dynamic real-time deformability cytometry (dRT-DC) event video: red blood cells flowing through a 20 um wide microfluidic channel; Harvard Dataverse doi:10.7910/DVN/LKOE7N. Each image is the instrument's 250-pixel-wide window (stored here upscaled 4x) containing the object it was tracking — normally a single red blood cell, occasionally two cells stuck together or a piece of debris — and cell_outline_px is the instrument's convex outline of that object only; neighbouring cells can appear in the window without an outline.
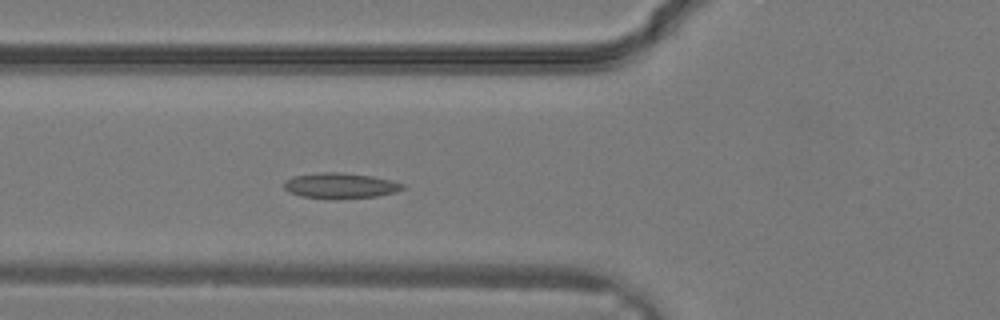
{"species": "common noctule bat (a hibernating species)", "species_latin": "Nyctalus noctula", "temperature_condition": "warm", "stored_images_in_passage": 15, "camera_frame_rate_fps": 3000, "um_per_image_px": 0.085, "animal": {"sex": "male", "body_mass_g": 19.2, "forearm_length_mm": 51.8}, "frame": {"image": 1, "passage_image": 9, "time_ms": 2.667, "image_size_px": [1000, 320], "cell_outline_px": [[404, 188], [396, 192], [376, 196], [336, 200], [300, 196], [288, 192], [284, 188], [284, 180], [292, 176], [320, 172], [344, 172], [372, 176], [404, 184]], "centroid_in_image_um": [28.87, 15.79], "position_along_channel_um": 96.9, "area_um2": 17.92}}
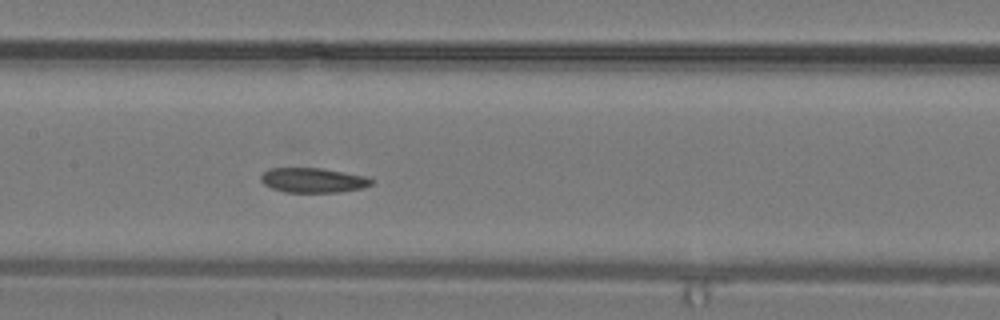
{"frame": {"image": 2, "passage_image": 13, "time_ms": 4.0, "image_size_px": [1000, 320], "cell_outline_px": [[376, 180], [372, 184], [364, 188], [336, 192], [284, 192], [272, 188], [264, 184], [260, 180], [260, 176], [264, 172], [272, 168], [320, 168], [368, 176]], "centroid_in_image_um": [26.66, 15.32], "position_along_channel_um": 180.7, "area_um2": 16.01}}
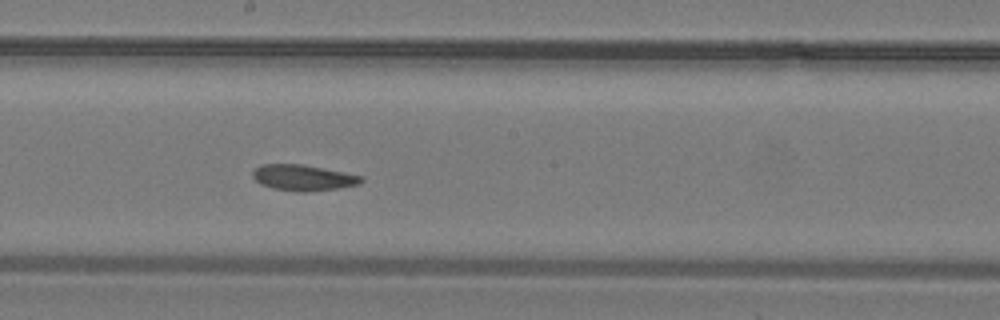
{"frame": {"image": 3, "passage_image": 15, "time_ms": 4.667, "image_size_px": [1000, 320], "cell_outline_px": [[364, 180], [360, 184], [340, 188], [308, 192], [296, 192], [272, 188], [260, 184], [252, 176], [252, 172], [260, 164], [300, 164], [364, 176]], "centroid_in_image_um": [25.78, 15.11], "position_along_channel_um": 222.4, "area_um2": 16.47}}